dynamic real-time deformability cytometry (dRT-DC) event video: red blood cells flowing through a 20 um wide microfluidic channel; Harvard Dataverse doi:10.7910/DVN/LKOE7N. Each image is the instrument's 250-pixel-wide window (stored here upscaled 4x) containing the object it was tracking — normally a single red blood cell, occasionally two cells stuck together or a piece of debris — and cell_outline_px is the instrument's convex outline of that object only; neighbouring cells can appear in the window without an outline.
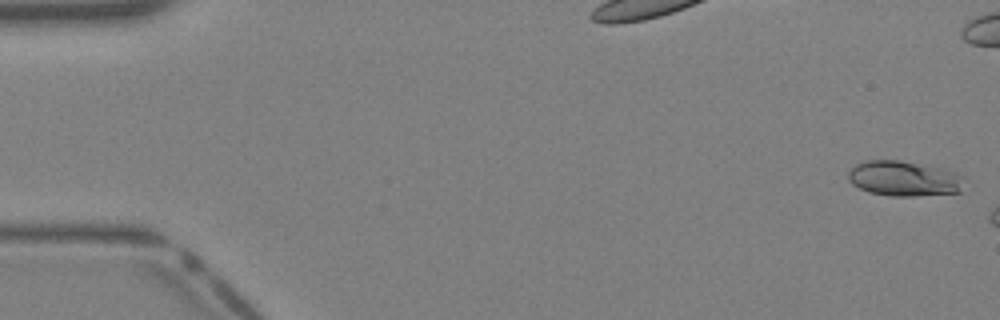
{"species": "Egyptian fruit bat (a non-hibernating species)", "species_latin": "Rousettus aegyptiacus", "temperature_condition": "warm", "stored_images_in_passage": 6, "camera_frame_rate_fps": 3000, "um_per_image_px": 0.085, "animal": {"sex": "female"}, "frame": {"image": 1, "passage_image": 1, "time_ms": 0.0, "image_size_px": [1000, 320], "cell_outline_px": [[960, 192], [912, 196], [892, 196], [868, 192], [852, 184], [848, 180], [848, 172], [856, 164], [864, 160], [900, 160], [940, 168], [956, 172], [960, 176]], "centroid_in_image_um": [76.75, 15.17], "position_along_channel_um": 8.2, "area_um2": 23.47}}